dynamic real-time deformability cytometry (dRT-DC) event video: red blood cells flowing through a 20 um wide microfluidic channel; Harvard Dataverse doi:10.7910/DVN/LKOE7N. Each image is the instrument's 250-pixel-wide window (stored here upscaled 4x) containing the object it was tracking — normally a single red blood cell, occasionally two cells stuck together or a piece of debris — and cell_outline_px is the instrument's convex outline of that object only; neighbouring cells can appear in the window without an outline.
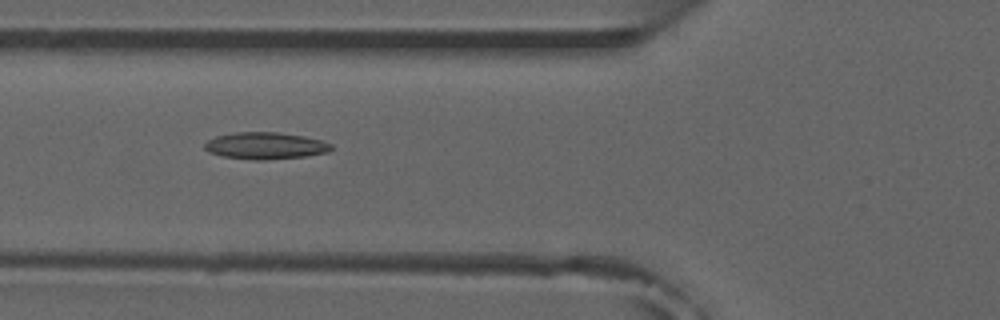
{"species": "common noctule bat (a hibernating species)", "species_latin": "Nyctalus noctula", "temperature_condition": "room temperature", "stored_images_in_passage": 30, "camera_frame_rate_fps": 3000, "um_per_image_px": 0.085, "animal": {"sex": "male", "forearm_length_mm": 52.5}, "frame": {"image": 1, "passage_image": 4, "time_ms": 1.0, "image_size_px": [1000, 320], "cell_outline_px": [[332, 148], [328, 152], [304, 156], [268, 160], [252, 160], [224, 156], [208, 152], [204, 148], [204, 144], [208, 140], [216, 136], [236, 132], [280, 132], [304, 136], [320, 140], [332, 144]], "centroid_in_image_um": [22.55, 12.38], "position_along_channel_um": 103.3, "area_um2": 19.83}, "authors_computed_cell_mechanics": {"area_um2": 18.2937, "velocity_mm_per_s": 3.8717, "shape_relaxation_time_tau1_ms": null, "shape_relaxation_time_tau2_ms": 3.6566, "deformation_change_tau1": null, "deformation_change_tau2": 0.1164}}